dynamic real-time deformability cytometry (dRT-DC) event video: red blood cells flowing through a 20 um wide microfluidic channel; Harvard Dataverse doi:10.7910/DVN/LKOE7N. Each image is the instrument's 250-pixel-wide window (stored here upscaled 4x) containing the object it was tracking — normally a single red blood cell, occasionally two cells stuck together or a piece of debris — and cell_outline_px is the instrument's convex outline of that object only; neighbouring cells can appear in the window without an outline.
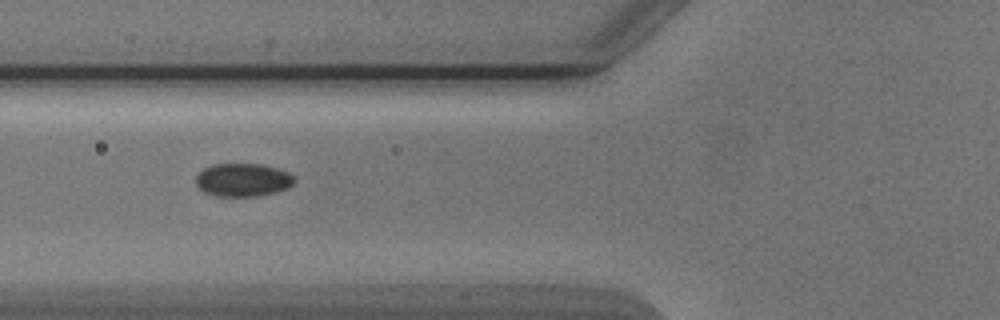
{"species": "Egyptian fruit bat (a non-hibernating species)", "species_latin": "Rousettus aegyptiacus", "temperature_condition": "cold", "stored_images_in_passage": 15, "camera_frame_rate_fps": 3000, "um_per_image_px": 0.085, "animal": {"sex": "male"}, "frame": {"image": 1, "passage_image": 5, "time_ms": 1.333, "image_size_px": [1000, 320], "cell_outline_px": [[296, 180], [288, 188], [276, 192], [256, 196], [212, 196], [204, 192], [196, 184], [196, 176], [204, 168], [212, 164], [260, 164], [276, 168], [288, 172]], "centroid_in_image_um": [20.63, 15.3], "position_along_channel_um": 105.2, "area_um2": 19.02}}
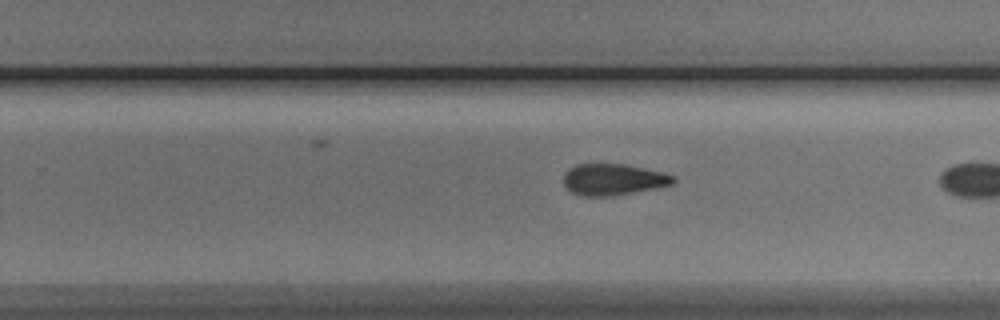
{"frame": {"image": 2, "passage_image": 13, "time_ms": 4.0, "image_size_px": [1000, 320], "cell_outline_px": [[676, 180], [672, 184], [612, 196], [580, 196], [572, 192], [564, 184], [564, 172], [568, 168], [576, 164], [624, 164], [660, 172], [672, 176]], "centroid_in_image_um": [52.05, 15.25], "position_along_channel_um": 277.8, "area_um2": 19.71}}